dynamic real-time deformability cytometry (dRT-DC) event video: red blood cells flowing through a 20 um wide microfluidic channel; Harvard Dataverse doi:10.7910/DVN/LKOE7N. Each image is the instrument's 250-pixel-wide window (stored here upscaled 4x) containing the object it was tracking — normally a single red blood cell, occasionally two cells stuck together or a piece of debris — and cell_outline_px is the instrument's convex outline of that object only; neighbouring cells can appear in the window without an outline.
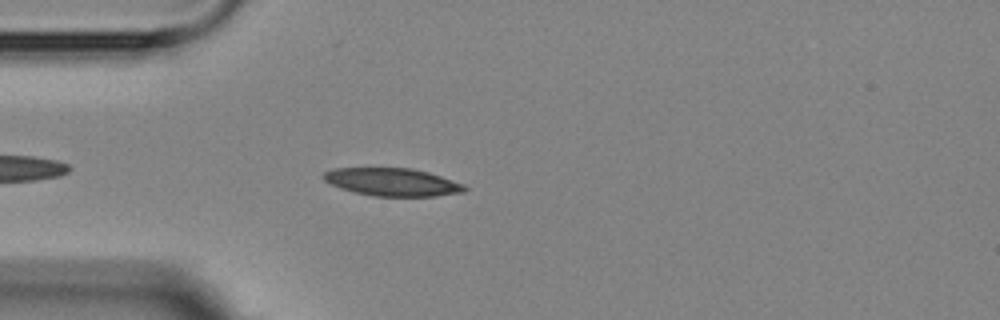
{"species": "Egyptian fruit bat (a non-hibernating species)", "species_latin": "Rousettus aegyptiacus", "temperature_condition": "room temperature", "stored_images_in_passage": 5, "camera_frame_rate_fps": 3000, "um_per_image_px": 0.085, "animal": {"sex": "female"}, "frame": {"image": 1, "passage_image": 5, "time_ms": 4.667, "image_size_px": [1000, 320], "cell_outline_px": [[468, 188], [464, 192], [436, 196], [372, 196], [340, 188], [324, 180], [320, 176], [324, 172], [332, 168], [412, 168], [428, 172], [464, 184]], "centroid_in_image_um": [33.34, 15.47], "position_along_channel_um": 51.7, "area_um2": 22.89}}